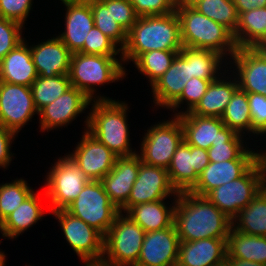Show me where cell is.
I'll list each match as a JSON object with an SVG mask.
<instances>
[{"instance_id": "obj_9", "label": "cell", "mask_w": 266, "mask_h": 266, "mask_svg": "<svg viewBox=\"0 0 266 266\" xmlns=\"http://www.w3.org/2000/svg\"><path fill=\"white\" fill-rule=\"evenodd\" d=\"M171 118L147 128L141 139V150L137 151L141 162L168 169L172 156L183 141V129L179 117Z\"/></svg>"}, {"instance_id": "obj_30", "label": "cell", "mask_w": 266, "mask_h": 266, "mask_svg": "<svg viewBox=\"0 0 266 266\" xmlns=\"http://www.w3.org/2000/svg\"><path fill=\"white\" fill-rule=\"evenodd\" d=\"M227 255L266 265V237L248 235L231 227L227 238Z\"/></svg>"}, {"instance_id": "obj_40", "label": "cell", "mask_w": 266, "mask_h": 266, "mask_svg": "<svg viewBox=\"0 0 266 266\" xmlns=\"http://www.w3.org/2000/svg\"><path fill=\"white\" fill-rule=\"evenodd\" d=\"M23 178L0 184V224L33 192Z\"/></svg>"}, {"instance_id": "obj_39", "label": "cell", "mask_w": 266, "mask_h": 266, "mask_svg": "<svg viewBox=\"0 0 266 266\" xmlns=\"http://www.w3.org/2000/svg\"><path fill=\"white\" fill-rule=\"evenodd\" d=\"M244 143L248 144L244 136L237 133L229 141L212 143L211 147L207 150L209 161L256 160L255 150L253 151L252 148H249Z\"/></svg>"}, {"instance_id": "obj_35", "label": "cell", "mask_w": 266, "mask_h": 266, "mask_svg": "<svg viewBox=\"0 0 266 266\" xmlns=\"http://www.w3.org/2000/svg\"><path fill=\"white\" fill-rule=\"evenodd\" d=\"M199 13L222 24L233 34L239 23V14L232 0H186Z\"/></svg>"}, {"instance_id": "obj_3", "label": "cell", "mask_w": 266, "mask_h": 266, "mask_svg": "<svg viewBox=\"0 0 266 266\" xmlns=\"http://www.w3.org/2000/svg\"><path fill=\"white\" fill-rule=\"evenodd\" d=\"M91 103L92 107L85 116V130L118 157L136 154L130 142L128 104L112 99L93 100Z\"/></svg>"}, {"instance_id": "obj_48", "label": "cell", "mask_w": 266, "mask_h": 266, "mask_svg": "<svg viewBox=\"0 0 266 266\" xmlns=\"http://www.w3.org/2000/svg\"><path fill=\"white\" fill-rule=\"evenodd\" d=\"M17 134L9 130L0 123V168L6 169L11 164L13 155L11 152V145L15 140Z\"/></svg>"}, {"instance_id": "obj_37", "label": "cell", "mask_w": 266, "mask_h": 266, "mask_svg": "<svg viewBox=\"0 0 266 266\" xmlns=\"http://www.w3.org/2000/svg\"><path fill=\"white\" fill-rule=\"evenodd\" d=\"M70 87L68 74L53 77L38 76L30 87L37 111L55 101Z\"/></svg>"}, {"instance_id": "obj_6", "label": "cell", "mask_w": 266, "mask_h": 266, "mask_svg": "<svg viewBox=\"0 0 266 266\" xmlns=\"http://www.w3.org/2000/svg\"><path fill=\"white\" fill-rule=\"evenodd\" d=\"M45 175L43 191L49 203V212L66 209L83 190L88 178L82 170L65 154L59 157Z\"/></svg>"}, {"instance_id": "obj_54", "label": "cell", "mask_w": 266, "mask_h": 266, "mask_svg": "<svg viewBox=\"0 0 266 266\" xmlns=\"http://www.w3.org/2000/svg\"><path fill=\"white\" fill-rule=\"evenodd\" d=\"M63 5L64 4H74V3H86L90 2L91 0H60Z\"/></svg>"}, {"instance_id": "obj_47", "label": "cell", "mask_w": 266, "mask_h": 266, "mask_svg": "<svg viewBox=\"0 0 266 266\" xmlns=\"http://www.w3.org/2000/svg\"><path fill=\"white\" fill-rule=\"evenodd\" d=\"M111 16L126 32L134 26L138 18L128 0H111Z\"/></svg>"}, {"instance_id": "obj_11", "label": "cell", "mask_w": 266, "mask_h": 266, "mask_svg": "<svg viewBox=\"0 0 266 266\" xmlns=\"http://www.w3.org/2000/svg\"><path fill=\"white\" fill-rule=\"evenodd\" d=\"M38 111L35 107L31 88L0 81V123L18 133Z\"/></svg>"}, {"instance_id": "obj_45", "label": "cell", "mask_w": 266, "mask_h": 266, "mask_svg": "<svg viewBox=\"0 0 266 266\" xmlns=\"http://www.w3.org/2000/svg\"><path fill=\"white\" fill-rule=\"evenodd\" d=\"M33 3V0H0V17L24 26Z\"/></svg>"}, {"instance_id": "obj_33", "label": "cell", "mask_w": 266, "mask_h": 266, "mask_svg": "<svg viewBox=\"0 0 266 266\" xmlns=\"http://www.w3.org/2000/svg\"><path fill=\"white\" fill-rule=\"evenodd\" d=\"M266 34V7L252 9L239 15V23L233 34L238 48H252Z\"/></svg>"}, {"instance_id": "obj_34", "label": "cell", "mask_w": 266, "mask_h": 266, "mask_svg": "<svg viewBox=\"0 0 266 266\" xmlns=\"http://www.w3.org/2000/svg\"><path fill=\"white\" fill-rule=\"evenodd\" d=\"M221 120L235 133L245 137L249 135L250 137L252 134V123L248 97L245 91L239 87L235 90L230 102L221 116Z\"/></svg>"}, {"instance_id": "obj_16", "label": "cell", "mask_w": 266, "mask_h": 266, "mask_svg": "<svg viewBox=\"0 0 266 266\" xmlns=\"http://www.w3.org/2000/svg\"><path fill=\"white\" fill-rule=\"evenodd\" d=\"M91 101L82 91L71 86L59 98L38 111L40 132L67 127L90 108Z\"/></svg>"}, {"instance_id": "obj_1", "label": "cell", "mask_w": 266, "mask_h": 266, "mask_svg": "<svg viewBox=\"0 0 266 266\" xmlns=\"http://www.w3.org/2000/svg\"><path fill=\"white\" fill-rule=\"evenodd\" d=\"M174 224L180 241H195L228 238L232 220L206 196L186 191L177 195Z\"/></svg>"}, {"instance_id": "obj_13", "label": "cell", "mask_w": 266, "mask_h": 266, "mask_svg": "<svg viewBox=\"0 0 266 266\" xmlns=\"http://www.w3.org/2000/svg\"><path fill=\"white\" fill-rule=\"evenodd\" d=\"M177 195L178 192L170 182L167 169L141 162L128 201L119 211L125 213L136 204L167 201L171 196L177 198Z\"/></svg>"}, {"instance_id": "obj_5", "label": "cell", "mask_w": 266, "mask_h": 266, "mask_svg": "<svg viewBox=\"0 0 266 266\" xmlns=\"http://www.w3.org/2000/svg\"><path fill=\"white\" fill-rule=\"evenodd\" d=\"M125 69L122 56L75 52L71 56L68 75L71 86L82 91L90 100H111L105 95H97L96 86L122 81L128 74Z\"/></svg>"}, {"instance_id": "obj_26", "label": "cell", "mask_w": 266, "mask_h": 266, "mask_svg": "<svg viewBox=\"0 0 266 266\" xmlns=\"http://www.w3.org/2000/svg\"><path fill=\"white\" fill-rule=\"evenodd\" d=\"M65 28L57 35L63 44L72 52H79L83 46L88 32L94 26V18L89 2L64 4Z\"/></svg>"}, {"instance_id": "obj_25", "label": "cell", "mask_w": 266, "mask_h": 266, "mask_svg": "<svg viewBox=\"0 0 266 266\" xmlns=\"http://www.w3.org/2000/svg\"><path fill=\"white\" fill-rule=\"evenodd\" d=\"M227 71L229 72L228 68L227 70L225 68L222 75L211 81L197 105L190 112L184 114L221 118L233 93L238 88L236 76L232 74L233 77L231 75L227 77L226 74H230Z\"/></svg>"}, {"instance_id": "obj_42", "label": "cell", "mask_w": 266, "mask_h": 266, "mask_svg": "<svg viewBox=\"0 0 266 266\" xmlns=\"http://www.w3.org/2000/svg\"><path fill=\"white\" fill-rule=\"evenodd\" d=\"M96 26L88 32L83 48L79 53L102 55V56H122V50Z\"/></svg>"}, {"instance_id": "obj_18", "label": "cell", "mask_w": 266, "mask_h": 266, "mask_svg": "<svg viewBox=\"0 0 266 266\" xmlns=\"http://www.w3.org/2000/svg\"><path fill=\"white\" fill-rule=\"evenodd\" d=\"M183 129V140L193 146L208 150L212 143L229 141L236 133L221 118L195 114L178 116Z\"/></svg>"}, {"instance_id": "obj_24", "label": "cell", "mask_w": 266, "mask_h": 266, "mask_svg": "<svg viewBox=\"0 0 266 266\" xmlns=\"http://www.w3.org/2000/svg\"><path fill=\"white\" fill-rule=\"evenodd\" d=\"M256 160H227L210 162L199 175L191 193L206 196L213 189L242 177Z\"/></svg>"}, {"instance_id": "obj_44", "label": "cell", "mask_w": 266, "mask_h": 266, "mask_svg": "<svg viewBox=\"0 0 266 266\" xmlns=\"http://www.w3.org/2000/svg\"><path fill=\"white\" fill-rule=\"evenodd\" d=\"M138 17L164 15L176 11L178 0H128Z\"/></svg>"}, {"instance_id": "obj_10", "label": "cell", "mask_w": 266, "mask_h": 266, "mask_svg": "<svg viewBox=\"0 0 266 266\" xmlns=\"http://www.w3.org/2000/svg\"><path fill=\"white\" fill-rule=\"evenodd\" d=\"M260 191V172L255 163L242 177L213 189L206 197L232 220Z\"/></svg>"}, {"instance_id": "obj_52", "label": "cell", "mask_w": 266, "mask_h": 266, "mask_svg": "<svg viewBox=\"0 0 266 266\" xmlns=\"http://www.w3.org/2000/svg\"><path fill=\"white\" fill-rule=\"evenodd\" d=\"M85 266H117L111 262L106 261L105 259H91V260H81Z\"/></svg>"}, {"instance_id": "obj_19", "label": "cell", "mask_w": 266, "mask_h": 266, "mask_svg": "<svg viewBox=\"0 0 266 266\" xmlns=\"http://www.w3.org/2000/svg\"><path fill=\"white\" fill-rule=\"evenodd\" d=\"M230 60L228 69L236 76L238 87L266 96V62L252 48H238Z\"/></svg>"}, {"instance_id": "obj_20", "label": "cell", "mask_w": 266, "mask_h": 266, "mask_svg": "<svg viewBox=\"0 0 266 266\" xmlns=\"http://www.w3.org/2000/svg\"><path fill=\"white\" fill-rule=\"evenodd\" d=\"M140 164L141 158L137 153L117 157L112 170L100 180L110 200L119 210L128 201Z\"/></svg>"}, {"instance_id": "obj_41", "label": "cell", "mask_w": 266, "mask_h": 266, "mask_svg": "<svg viewBox=\"0 0 266 266\" xmlns=\"http://www.w3.org/2000/svg\"><path fill=\"white\" fill-rule=\"evenodd\" d=\"M213 80L215 79L191 78L186 82L181 95L167 109L174 112V114H172L173 116H179L190 112L200 101L205 94L208 85ZM183 104H185L187 108H185ZM181 105L183 108L179 111L178 109L182 107ZM184 108L185 110L182 111Z\"/></svg>"}, {"instance_id": "obj_38", "label": "cell", "mask_w": 266, "mask_h": 266, "mask_svg": "<svg viewBox=\"0 0 266 266\" xmlns=\"http://www.w3.org/2000/svg\"><path fill=\"white\" fill-rule=\"evenodd\" d=\"M179 52L168 50H152L141 54L133 63L140 74L149 79L152 86L172 65Z\"/></svg>"}, {"instance_id": "obj_22", "label": "cell", "mask_w": 266, "mask_h": 266, "mask_svg": "<svg viewBox=\"0 0 266 266\" xmlns=\"http://www.w3.org/2000/svg\"><path fill=\"white\" fill-rule=\"evenodd\" d=\"M191 78L190 62L179 52L168 70L151 86L154 106L167 109Z\"/></svg>"}, {"instance_id": "obj_21", "label": "cell", "mask_w": 266, "mask_h": 266, "mask_svg": "<svg viewBox=\"0 0 266 266\" xmlns=\"http://www.w3.org/2000/svg\"><path fill=\"white\" fill-rule=\"evenodd\" d=\"M36 44L30 45V52L38 76L69 74L72 52L58 36Z\"/></svg>"}, {"instance_id": "obj_23", "label": "cell", "mask_w": 266, "mask_h": 266, "mask_svg": "<svg viewBox=\"0 0 266 266\" xmlns=\"http://www.w3.org/2000/svg\"><path fill=\"white\" fill-rule=\"evenodd\" d=\"M227 238L180 241L176 266H217L226 261Z\"/></svg>"}, {"instance_id": "obj_27", "label": "cell", "mask_w": 266, "mask_h": 266, "mask_svg": "<svg viewBox=\"0 0 266 266\" xmlns=\"http://www.w3.org/2000/svg\"><path fill=\"white\" fill-rule=\"evenodd\" d=\"M25 40L0 61V81L31 87L37 79L29 42Z\"/></svg>"}, {"instance_id": "obj_2", "label": "cell", "mask_w": 266, "mask_h": 266, "mask_svg": "<svg viewBox=\"0 0 266 266\" xmlns=\"http://www.w3.org/2000/svg\"><path fill=\"white\" fill-rule=\"evenodd\" d=\"M183 48L180 20L176 11L164 15L138 17L127 32L122 49L124 64L132 63L143 53L152 50L177 51Z\"/></svg>"}, {"instance_id": "obj_57", "label": "cell", "mask_w": 266, "mask_h": 266, "mask_svg": "<svg viewBox=\"0 0 266 266\" xmlns=\"http://www.w3.org/2000/svg\"><path fill=\"white\" fill-rule=\"evenodd\" d=\"M217 266H228V264L226 263V261L220 265H217Z\"/></svg>"}, {"instance_id": "obj_12", "label": "cell", "mask_w": 266, "mask_h": 266, "mask_svg": "<svg viewBox=\"0 0 266 266\" xmlns=\"http://www.w3.org/2000/svg\"><path fill=\"white\" fill-rule=\"evenodd\" d=\"M61 225L64 239L80 260L101 259L104 237L66 209L50 212Z\"/></svg>"}, {"instance_id": "obj_15", "label": "cell", "mask_w": 266, "mask_h": 266, "mask_svg": "<svg viewBox=\"0 0 266 266\" xmlns=\"http://www.w3.org/2000/svg\"><path fill=\"white\" fill-rule=\"evenodd\" d=\"M209 163L206 149L193 147L183 140L172 156L167 169L172 186L178 193L190 191Z\"/></svg>"}, {"instance_id": "obj_36", "label": "cell", "mask_w": 266, "mask_h": 266, "mask_svg": "<svg viewBox=\"0 0 266 266\" xmlns=\"http://www.w3.org/2000/svg\"><path fill=\"white\" fill-rule=\"evenodd\" d=\"M89 3L94 26L122 50L127 41V32L111 16V0H91Z\"/></svg>"}, {"instance_id": "obj_17", "label": "cell", "mask_w": 266, "mask_h": 266, "mask_svg": "<svg viewBox=\"0 0 266 266\" xmlns=\"http://www.w3.org/2000/svg\"><path fill=\"white\" fill-rule=\"evenodd\" d=\"M180 239L175 224L145 233L135 266H176Z\"/></svg>"}, {"instance_id": "obj_29", "label": "cell", "mask_w": 266, "mask_h": 266, "mask_svg": "<svg viewBox=\"0 0 266 266\" xmlns=\"http://www.w3.org/2000/svg\"><path fill=\"white\" fill-rule=\"evenodd\" d=\"M176 199L172 198V204L165 200L136 204L130 207L125 214L140 225L146 233L165 229L174 224Z\"/></svg>"}, {"instance_id": "obj_56", "label": "cell", "mask_w": 266, "mask_h": 266, "mask_svg": "<svg viewBox=\"0 0 266 266\" xmlns=\"http://www.w3.org/2000/svg\"><path fill=\"white\" fill-rule=\"evenodd\" d=\"M6 254H5V252L4 251H0V266H5L6 264L5 263H7L6 262Z\"/></svg>"}, {"instance_id": "obj_43", "label": "cell", "mask_w": 266, "mask_h": 266, "mask_svg": "<svg viewBox=\"0 0 266 266\" xmlns=\"http://www.w3.org/2000/svg\"><path fill=\"white\" fill-rule=\"evenodd\" d=\"M21 24L0 17V61L24 40Z\"/></svg>"}, {"instance_id": "obj_50", "label": "cell", "mask_w": 266, "mask_h": 266, "mask_svg": "<svg viewBox=\"0 0 266 266\" xmlns=\"http://www.w3.org/2000/svg\"><path fill=\"white\" fill-rule=\"evenodd\" d=\"M256 164L260 172L261 191L266 194V156L256 157Z\"/></svg>"}, {"instance_id": "obj_7", "label": "cell", "mask_w": 266, "mask_h": 266, "mask_svg": "<svg viewBox=\"0 0 266 266\" xmlns=\"http://www.w3.org/2000/svg\"><path fill=\"white\" fill-rule=\"evenodd\" d=\"M145 233L128 215L119 212L104 236L102 258L117 266H135Z\"/></svg>"}, {"instance_id": "obj_55", "label": "cell", "mask_w": 266, "mask_h": 266, "mask_svg": "<svg viewBox=\"0 0 266 266\" xmlns=\"http://www.w3.org/2000/svg\"><path fill=\"white\" fill-rule=\"evenodd\" d=\"M258 135H260V136H262L263 137V135H264V137H265V135H266V128L260 133V134H258ZM256 151H255V154H256V157H262V156H266V152H264V151H266V150H264L263 152L261 151H259L258 152V150L257 149H255Z\"/></svg>"}, {"instance_id": "obj_49", "label": "cell", "mask_w": 266, "mask_h": 266, "mask_svg": "<svg viewBox=\"0 0 266 266\" xmlns=\"http://www.w3.org/2000/svg\"><path fill=\"white\" fill-rule=\"evenodd\" d=\"M235 4L238 14L248 12L252 9L266 7V0H232Z\"/></svg>"}, {"instance_id": "obj_32", "label": "cell", "mask_w": 266, "mask_h": 266, "mask_svg": "<svg viewBox=\"0 0 266 266\" xmlns=\"http://www.w3.org/2000/svg\"><path fill=\"white\" fill-rule=\"evenodd\" d=\"M180 53L190 62L192 78L217 79L224 72L223 67L229 65L222 55L210 50L183 46Z\"/></svg>"}, {"instance_id": "obj_46", "label": "cell", "mask_w": 266, "mask_h": 266, "mask_svg": "<svg viewBox=\"0 0 266 266\" xmlns=\"http://www.w3.org/2000/svg\"><path fill=\"white\" fill-rule=\"evenodd\" d=\"M252 135L257 136L266 128V96L258 93H247Z\"/></svg>"}, {"instance_id": "obj_28", "label": "cell", "mask_w": 266, "mask_h": 266, "mask_svg": "<svg viewBox=\"0 0 266 266\" xmlns=\"http://www.w3.org/2000/svg\"><path fill=\"white\" fill-rule=\"evenodd\" d=\"M40 195L46 196L45 191L42 194L33 192L0 224V233L4 239H16L43 219L46 209L42 208Z\"/></svg>"}, {"instance_id": "obj_53", "label": "cell", "mask_w": 266, "mask_h": 266, "mask_svg": "<svg viewBox=\"0 0 266 266\" xmlns=\"http://www.w3.org/2000/svg\"><path fill=\"white\" fill-rule=\"evenodd\" d=\"M252 49L266 62V39H262Z\"/></svg>"}, {"instance_id": "obj_4", "label": "cell", "mask_w": 266, "mask_h": 266, "mask_svg": "<svg viewBox=\"0 0 266 266\" xmlns=\"http://www.w3.org/2000/svg\"><path fill=\"white\" fill-rule=\"evenodd\" d=\"M176 13L180 20L181 42L184 47L214 51L225 59L228 58L227 61L237 51L233 33L199 13L186 0H178Z\"/></svg>"}, {"instance_id": "obj_8", "label": "cell", "mask_w": 266, "mask_h": 266, "mask_svg": "<svg viewBox=\"0 0 266 266\" xmlns=\"http://www.w3.org/2000/svg\"><path fill=\"white\" fill-rule=\"evenodd\" d=\"M66 210L82 219L103 237L120 212L105 192L101 181L98 180H88L83 190Z\"/></svg>"}, {"instance_id": "obj_51", "label": "cell", "mask_w": 266, "mask_h": 266, "mask_svg": "<svg viewBox=\"0 0 266 266\" xmlns=\"http://www.w3.org/2000/svg\"><path fill=\"white\" fill-rule=\"evenodd\" d=\"M226 263L228 266H266L265 264L255 263L244 259L230 258L228 255H226Z\"/></svg>"}, {"instance_id": "obj_31", "label": "cell", "mask_w": 266, "mask_h": 266, "mask_svg": "<svg viewBox=\"0 0 266 266\" xmlns=\"http://www.w3.org/2000/svg\"><path fill=\"white\" fill-rule=\"evenodd\" d=\"M232 228L248 235L266 237V195L262 191L232 219Z\"/></svg>"}, {"instance_id": "obj_14", "label": "cell", "mask_w": 266, "mask_h": 266, "mask_svg": "<svg viewBox=\"0 0 266 266\" xmlns=\"http://www.w3.org/2000/svg\"><path fill=\"white\" fill-rule=\"evenodd\" d=\"M89 180H102L113 168L118 157L84 129L73 152L67 154Z\"/></svg>"}]
</instances>
